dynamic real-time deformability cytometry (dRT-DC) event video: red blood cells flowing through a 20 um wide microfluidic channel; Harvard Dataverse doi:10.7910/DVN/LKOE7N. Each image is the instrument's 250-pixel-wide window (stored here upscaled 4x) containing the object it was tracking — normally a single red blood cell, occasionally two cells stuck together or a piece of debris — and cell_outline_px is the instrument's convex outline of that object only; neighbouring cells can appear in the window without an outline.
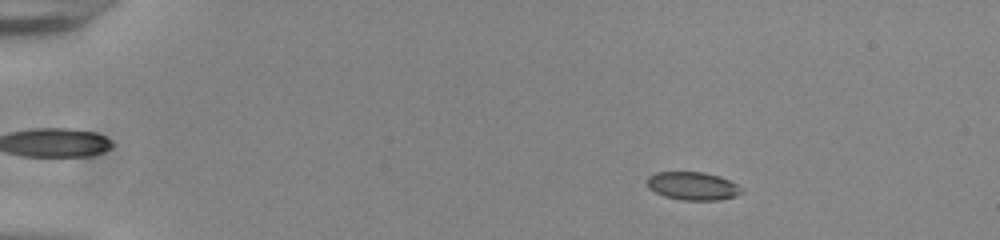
{"species": "common noctule bat (a hibernating species)", "species_latin": "Nyctalus noctula", "temperature_condition": "room temperature", "stored_images_in_passage": 19, "camera_frame_rate_fps": 3000, "um_per_image_px": 0.085, "animal": {"sex": "male", "body_mass_g": 20.0, "forearm_length_mm": 53.3}, "frame": {"image": 1, "passage_image": 10, "time_ms": 3.0, "image_size_px": [1000, 240], "cell_outline_px": [[744, 192], [736, 196], [720, 200], [684, 200], [664, 196], [648, 188], [648, 176], [656, 172], [704, 172], [720, 176], [736, 184]], "centroid_in_image_um": [58.89, 15.81], "position_along_channel_um": 26.1, "area_um2": 15.43}}